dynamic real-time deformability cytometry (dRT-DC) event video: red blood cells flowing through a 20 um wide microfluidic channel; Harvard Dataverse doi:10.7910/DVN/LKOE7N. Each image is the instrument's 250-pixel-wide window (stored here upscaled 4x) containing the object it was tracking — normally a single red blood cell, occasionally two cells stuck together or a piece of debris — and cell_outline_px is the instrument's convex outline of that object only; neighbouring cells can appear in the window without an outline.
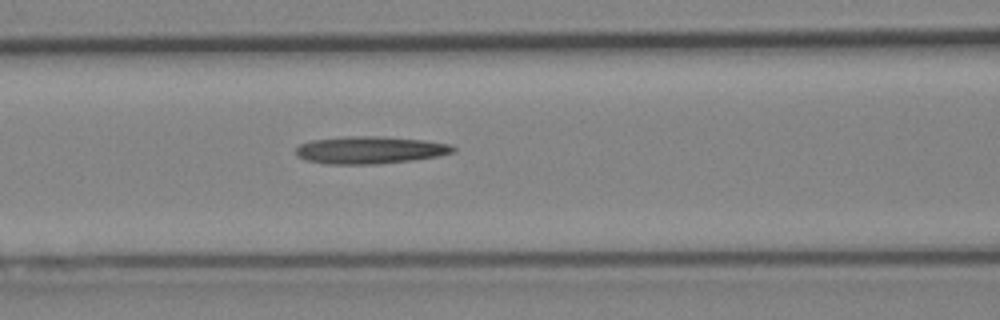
{"species": "Egyptian fruit bat (a non-hibernating species)", "species_latin": "Rousettus aegyptiacus", "temperature_condition": "cold", "stored_images_in_passage": 23, "camera_frame_rate_fps": 3000, "um_per_image_px": 0.085, "animal": {"sex": "female"}, "frame": {"image": 1, "passage_image": 23, "time_ms": 7.333, "image_size_px": [1000, 320], "cell_outline_px": [[456, 152], [440, 156], [412, 160], [376, 164], [328, 164], [308, 160], [296, 156], [296, 148], [300, 144], [312, 140], [348, 136], [380, 136], [424, 140], [452, 144], [456, 148]], "centroid_in_image_um": [31.5, 12.75], "position_along_channel_um": 135.1, "area_um2": 25.2}}